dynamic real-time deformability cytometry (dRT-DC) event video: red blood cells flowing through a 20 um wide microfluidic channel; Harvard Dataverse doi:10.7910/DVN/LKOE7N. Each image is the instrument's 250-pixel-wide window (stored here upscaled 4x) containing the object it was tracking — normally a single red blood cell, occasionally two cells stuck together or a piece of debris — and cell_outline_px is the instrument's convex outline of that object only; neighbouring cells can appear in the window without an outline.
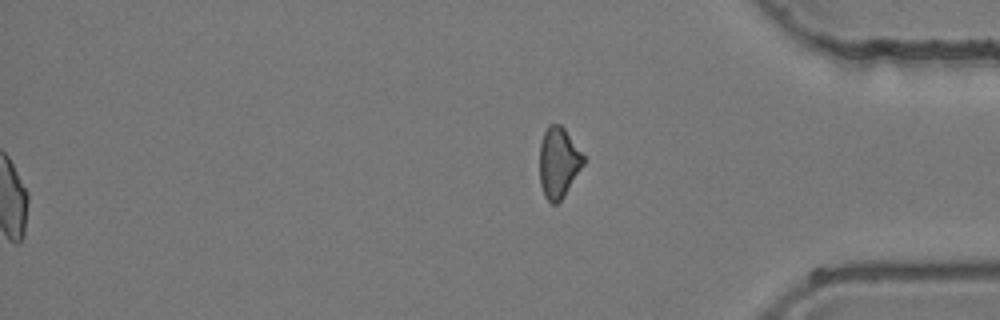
{"species": "common noctule bat (a hibernating species)", "species_latin": "Nyctalus noctula", "temperature_condition": "room temperature", "stored_images_in_passage": 27, "segment_of_instrument_passage": [2, 2], "camera_frame_rate_fps": 3000, "um_per_image_px": 0.085, "animal": {"sex": "female", "body_mass_g": 24.6, "forearm_length_mm": 56.2}, "frame": {"image": 1, "passage_image": 27, "time_ms": 8.667, "image_size_px": [1000, 320], "cell_outline_px": [[584, 164], [564, 196], [556, 204], [552, 204], [544, 196], [540, 184], [540, 144], [544, 132], [548, 124], [560, 124], [564, 128], [584, 156]], "centroid_in_image_um": [47.46, 13.82], "position_along_channel_um": 387.7, "area_um2": 17.92}}